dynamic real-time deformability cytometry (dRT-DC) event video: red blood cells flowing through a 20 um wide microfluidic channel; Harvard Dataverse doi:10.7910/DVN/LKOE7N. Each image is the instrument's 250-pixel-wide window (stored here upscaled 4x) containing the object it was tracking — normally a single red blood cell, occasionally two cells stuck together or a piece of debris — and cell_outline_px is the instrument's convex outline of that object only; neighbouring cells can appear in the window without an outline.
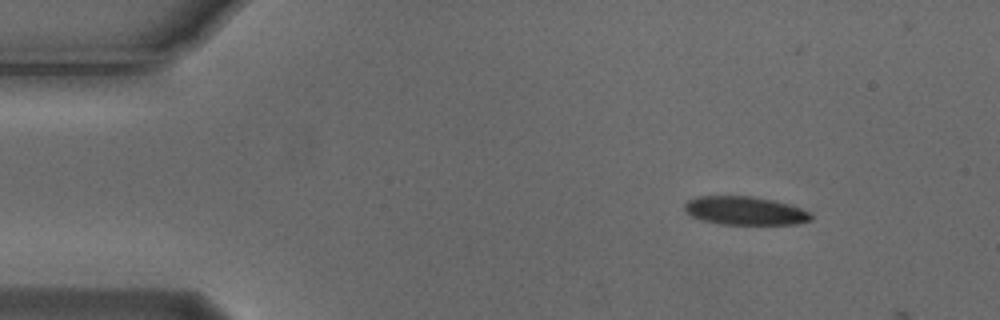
{"species": "Egyptian fruit bat (a non-hibernating species)", "species_latin": "Rousettus aegyptiacus", "temperature_condition": "cold", "stored_images_in_passage": 2, "camera_frame_rate_fps": 3000, "um_per_image_px": 0.085, "animal": {"sex": "male"}, "frame": {"image": 1, "passage_image": 1, "time_ms": 0.0, "image_size_px": [1000, 320], "cell_outline_px": [[812, 220], [796, 224], [724, 224], [704, 220], [692, 216], [684, 212], [684, 204], [688, 200], [696, 196], [752, 196], [772, 200], [788, 204], [800, 208], [808, 212], [812, 216]], "centroid_in_image_um": [63.29, 17.9], "position_along_channel_um": 21.7, "area_um2": 20.81}}